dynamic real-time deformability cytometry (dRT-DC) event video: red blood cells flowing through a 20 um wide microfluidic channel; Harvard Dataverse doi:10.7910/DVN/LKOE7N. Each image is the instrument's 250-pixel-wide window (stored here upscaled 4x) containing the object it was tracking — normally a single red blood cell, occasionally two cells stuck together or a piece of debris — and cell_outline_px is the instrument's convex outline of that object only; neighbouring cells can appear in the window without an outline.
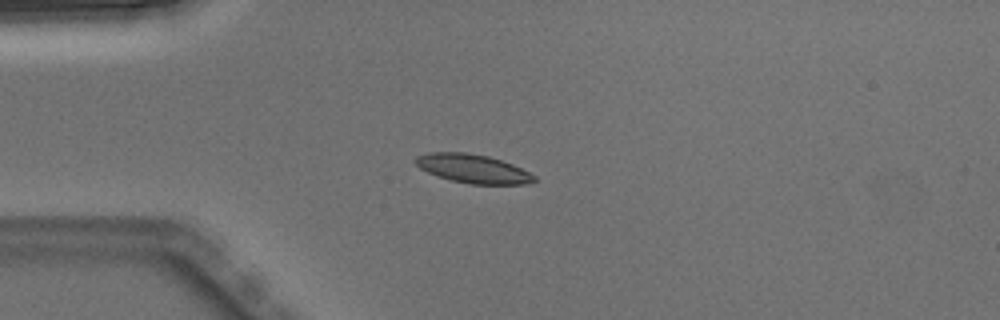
{"species": "Egyptian fruit bat (a non-hibernating species)", "species_latin": "Rousettus aegyptiacus", "temperature_condition": "warm", "stored_images_in_passage": 3, "camera_frame_rate_fps": 3000, "um_per_image_px": 0.085, "animal": {"sex": "male"}, "frame": {"image": 1, "passage_image": 3, "time_ms": 0.667, "image_size_px": [1000, 320], "cell_outline_px": [[536, 180], [528, 184], [472, 184], [452, 180], [436, 176], [420, 168], [412, 160], [416, 156], [428, 152], [468, 152], [488, 156], [512, 164], [536, 176]], "centroid_in_image_um": [40.16, 14.33], "position_along_channel_um": 44.8, "area_um2": 19.88}}